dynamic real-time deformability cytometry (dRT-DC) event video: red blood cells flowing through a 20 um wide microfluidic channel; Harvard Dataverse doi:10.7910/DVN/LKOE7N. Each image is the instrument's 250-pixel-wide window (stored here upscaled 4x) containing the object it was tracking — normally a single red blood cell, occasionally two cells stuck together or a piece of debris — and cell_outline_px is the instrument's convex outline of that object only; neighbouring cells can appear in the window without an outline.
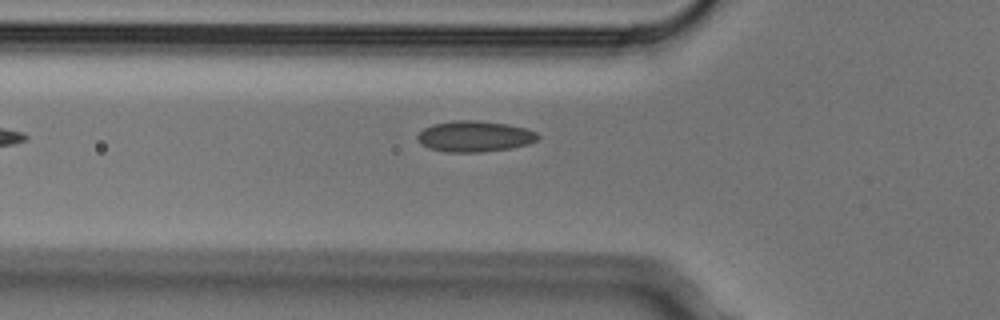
{"species": "Egyptian fruit bat (a non-hibernating species)", "species_latin": "Rousettus aegyptiacus", "temperature_condition": "cold", "stored_images_in_passage": 5, "camera_frame_rate_fps": 3000, "um_per_image_px": 0.085, "animal": {"sex": "male"}, "frame": {"image": 1, "passage_image": 5, "time_ms": 1.333, "image_size_px": [1000, 320], "cell_outline_px": [[540, 136], [536, 140], [528, 144], [512, 148], [484, 152], [448, 152], [428, 148], [420, 144], [416, 136], [424, 128], [432, 124], [456, 120], [476, 120], [508, 124], [524, 128], [536, 132]], "centroid_in_image_um": [40.33, 11.59], "position_along_channel_um": 85.5, "area_um2": 21.79}}